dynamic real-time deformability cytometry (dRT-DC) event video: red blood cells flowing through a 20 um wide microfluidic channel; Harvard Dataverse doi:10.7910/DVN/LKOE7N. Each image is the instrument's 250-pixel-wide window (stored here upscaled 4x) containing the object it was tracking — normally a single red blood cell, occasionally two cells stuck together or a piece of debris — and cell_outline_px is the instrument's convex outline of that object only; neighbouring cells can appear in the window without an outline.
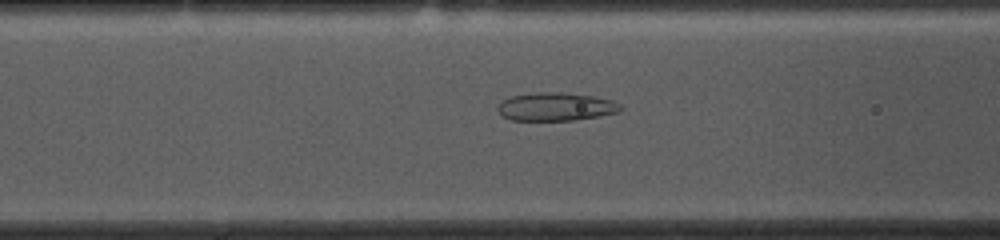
{"species": "common noctule bat (a hibernating species)", "species_latin": "Nyctalus noctula", "temperature_condition": "cold", "stored_images_in_passage": 45, "camera_frame_rate_fps": 3000, "um_per_image_px": 0.085, "animal": {"sex": "female", "body_mass_g": 10.0, "forearm_length_mm": 53.1}, "frame": {"image": 1, "passage_image": 11, "time_ms": 3.333, "image_size_px": [1000, 240], "cell_outline_px": [[624, 108], [620, 112], [600, 116], [572, 120], [512, 120], [504, 116], [496, 108], [504, 100], [512, 96], [536, 92], [560, 92], [592, 96], [612, 100], [620, 104]], "centroid_in_image_um": [47.3, 9.07], "position_along_channel_um": 119.3, "area_um2": 20.06}}
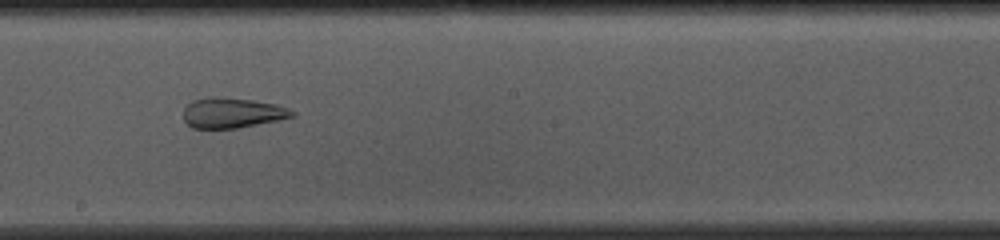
{"frame": {"image": 2, "passage_image": 20, "time_ms": 6.333, "image_size_px": [1000, 240], "cell_outline_px": [[296, 116], [280, 120], [236, 128], [192, 128], [184, 120], [184, 108], [192, 100], [208, 96], [212, 96], [252, 100], [276, 104], [288, 108], [296, 112]], "centroid_in_image_um": [19.75, 9.59], "position_along_channel_um": 228.4, "area_um2": 19.25}}
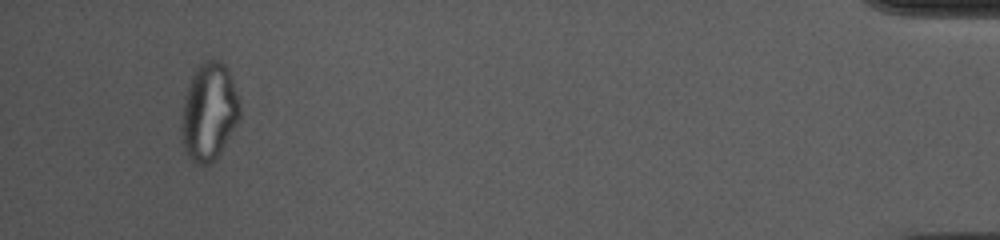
{"frame": {"image": 3, "passage_image": 42, "time_ms": 13.667, "image_size_px": [1000, 240], "cell_outline_px": [[240, 120], [216, 160], [212, 164], [196, 164], [188, 156], [184, 148], [180, 124], [180, 116], [184, 100], [192, 76], [196, 68], [200, 64], [208, 60], [220, 60], [228, 68], [240, 100]], "centroid_in_image_um": [17.79, 9.53], "position_along_channel_um": 417.4, "area_um2": 33.52}, "authors_computed_cell_mechanics": {"area_um2": 24.7962, "velocity_mm_per_s": 3.6435, "shape_relaxation_time_tau1_ms": null, "shape_relaxation_time_tau2_ms": 1.7329, "deformation_change_tau1": null, "deformation_change_tau2": 0.0958}}